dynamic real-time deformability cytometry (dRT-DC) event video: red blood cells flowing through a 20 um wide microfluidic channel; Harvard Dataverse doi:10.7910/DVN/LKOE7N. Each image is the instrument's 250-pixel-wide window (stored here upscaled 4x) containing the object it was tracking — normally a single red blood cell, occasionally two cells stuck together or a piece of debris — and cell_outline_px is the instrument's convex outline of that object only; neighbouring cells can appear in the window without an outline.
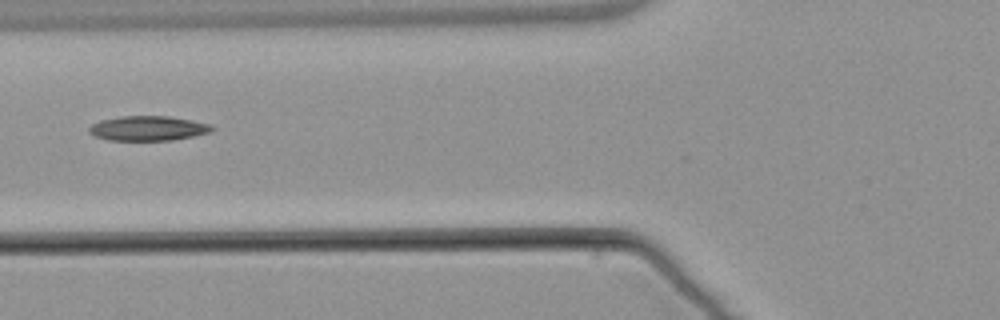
{"species": "common noctule bat (a hibernating species)", "species_latin": "Nyctalus noctula", "temperature_condition": "warm", "stored_images_in_passage": 4, "camera_frame_rate_fps": 3000, "um_per_image_px": 0.085, "animal": {"sex": "male", "body_mass_g": 21.5, "forearm_length_mm": 52.0}, "frame": {"image": 1, "passage_image": 4, "time_ms": 3.667, "image_size_px": [1000, 320], "cell_outline_px": [[216, 128], [212, 132], [172, 140], [108, 140], [96, 136], [88, 132], [88, 128], [92, 124], [100, 120], [120, 116], [168, 116], [192, 120], [208, 124]], "centroid_in_image_um": [12.58, 10.9], "position_along_channel_um": 113.2, "area_um2": 17.69}}